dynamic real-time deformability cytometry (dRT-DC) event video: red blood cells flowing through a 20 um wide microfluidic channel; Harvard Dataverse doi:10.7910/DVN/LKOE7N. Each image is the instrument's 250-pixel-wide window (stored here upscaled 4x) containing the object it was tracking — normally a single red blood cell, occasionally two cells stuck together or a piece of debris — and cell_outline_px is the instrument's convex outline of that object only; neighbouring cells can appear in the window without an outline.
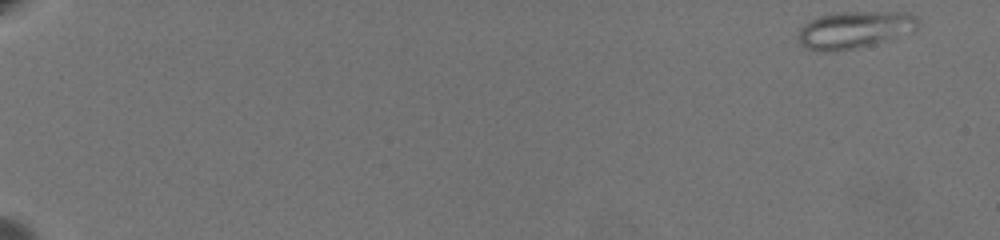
{"species": "common noctule bat (a hibernating species)", "species_latin": "Nyctalus noctula", "temperature_condition": "warm", "stored_images_in_passage": 63, "camera_frame_rate_fps": 3000, "um_per_image_px": 0.085, "animal": {"sex": "female", "body_mass_g": 19.5, "forearm_length_mm": 54.1}, "frame": {"image": 1, "passage_image": 1, "time_ms": 0.0, "image_size_px": [1000, 240], "cell_outline_px": [[920, 28], [916, 32], [872, 44], [856, 48], [808, 48], [800, 44], [796, 40], [800, 28], [804, 24], [820, 16], [844, 12], [912, 12], [920, 16]], "centroid_in_image_um": [72.81, 2.47], "position_along_channel_um": 12.2, "area_um2": 25.61}}
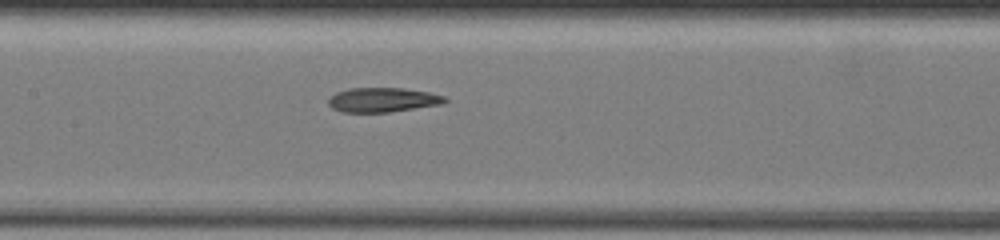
{"frame": {"image": 2, "passage_image": 34, "time_ms": 11.0, "image_size_px": [1000, 240], "cell_outline_px": [[448, 100], [440, 104], [388, 112], [340, 112], [332, 108], [328, 104], [328, 100], [336, 92], [348, 88], [400, 88], [428, 92], [444, 96]], "centroid_in_image_um": [32.48, 8.48], "position_along_channel_um": 174.9, "area_um2": 16.42}}
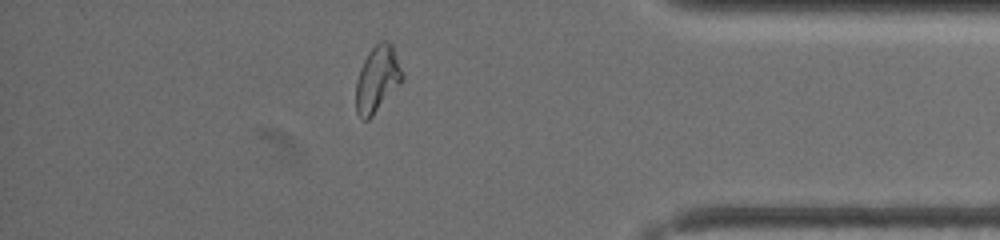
{"frame": {"image": 3, "passage_image": 56, "time_ms": 18.333, "image_size_px": [1000, 240], "cell_outline_px": [[404, 80], [372, 116], [368, 120], [364, 120], [356, 112], [356, 80], [360, 68], [368, 52], [380, 40], [388, 40], [392, 44], [404, 72]], "centroid_in_image_um": [32.1, 6.69], "position_along_channel_um": 403.1, "area_um2": 18.09}, "authors_computed_cell_mechanics": {"area_um2": 18.1492, "velocity_mm_per_s": 3.4022, "shape_relaxation_time_tau1_ms": null, "shape_relaxation_time_tau2_ms": 3.6001, "deformation_change_tau1": null, "deformation_change_tau2": 0.1084}}